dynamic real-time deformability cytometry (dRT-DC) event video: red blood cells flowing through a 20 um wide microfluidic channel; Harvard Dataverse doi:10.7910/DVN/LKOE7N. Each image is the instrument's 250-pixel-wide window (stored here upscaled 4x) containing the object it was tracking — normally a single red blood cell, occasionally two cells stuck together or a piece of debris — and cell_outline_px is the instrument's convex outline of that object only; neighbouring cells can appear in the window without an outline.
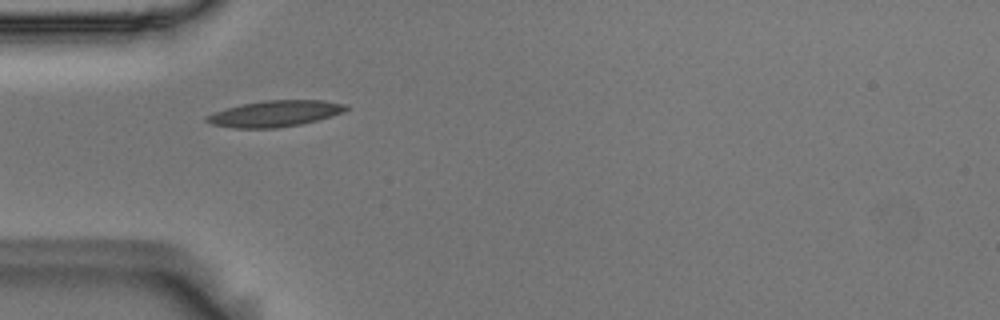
{"species": "Egyptian fruit bat (a non-hibernating species)", "species_latin": "Rousettus aegyptiacus", "temperature_condition": "room temperature", "stored_images_in_passage": 40, "camera_frame_rate_fps": 3000, "um_per_image_px": 0.085, "animal": {"sex": "male"}, "frame": {"image": 1, "passage_image": 1, "time_ms": 0.0, "image_size_px": [1000, 320], "cell_outline_px": [[348, 108], [344, 112], [332, 116], [300, 124], [276, 128], [236, 128], [212, 124], [204, 120], [204, 116], [240, 104], [264, 100], [324, 100], [344, 104]], "centroid_in_image_um": [23.36, 9.65], "position_along_channel_um": 61.6, "area_um2": 21.1}}
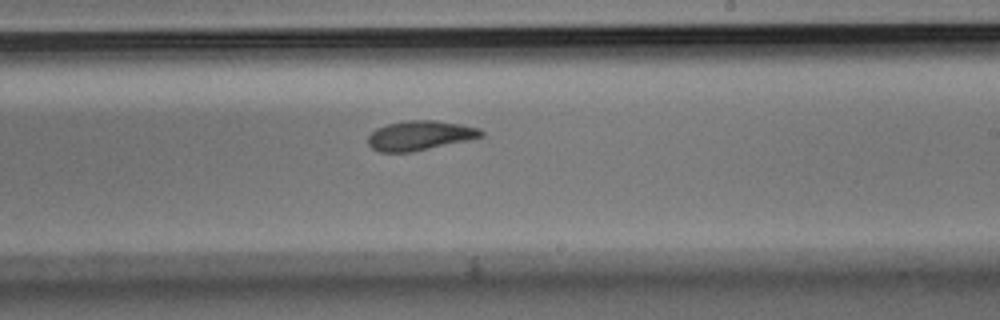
{"frame": {"image": 2, "passage_image": 17, "time_ms": 5.333, "image_size_px": [1000, 320], "cell_outline_px": [[484, 136], [468, 140], [412, 152], [380, 152], [372, 148], [368, 144], [368, 136], [376, 128], [388, 124], [408, 120], [436, 120], [460, 124], [480, 128], [484, 132]], "centroid_in_image_um": [35.7, 11.51], "position_along_channel_um": 253.3, "area_um2": 19.48}}
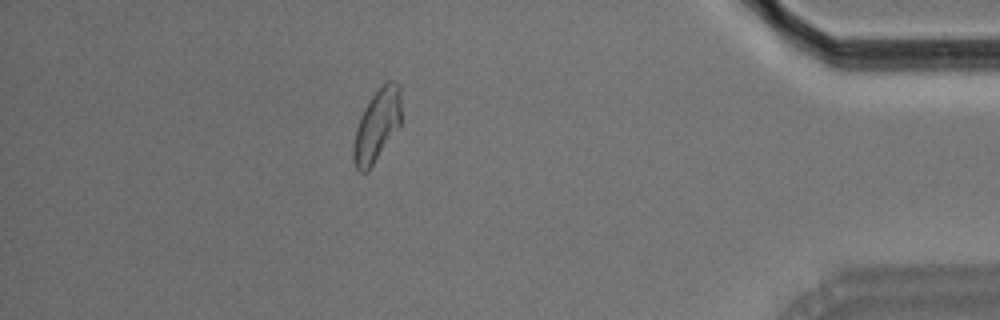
{"frame": {"image": 3, "passage_image": 33, "time_ms": 10.667, "image_size_px": [1000, 320], "cell_outline_px": [[400, 124], [368, 172], [360, 172], [356, 168], [352, 160], [352, 148], [356, 128], [360, 116], [364, 108], [372, 96], [388, 80], [396, 80], [400, 84]], "centroid_in_image_um": [32.01, 10.67], "position_along_channel_um": 403.2, "area_um2": 20.0}, "authors_computed_cell_mechanics": {"area_um2": 19.7965, "velocity_mm_per_s": 3.6128, "shape_relaxation_time_tau1_ms": 3.6533, "shape_relaxation_time_tau2_ms": 4.0629, "deformation_change_tau1": 0.1409, "deformation_change_tau2": 0.0902}}